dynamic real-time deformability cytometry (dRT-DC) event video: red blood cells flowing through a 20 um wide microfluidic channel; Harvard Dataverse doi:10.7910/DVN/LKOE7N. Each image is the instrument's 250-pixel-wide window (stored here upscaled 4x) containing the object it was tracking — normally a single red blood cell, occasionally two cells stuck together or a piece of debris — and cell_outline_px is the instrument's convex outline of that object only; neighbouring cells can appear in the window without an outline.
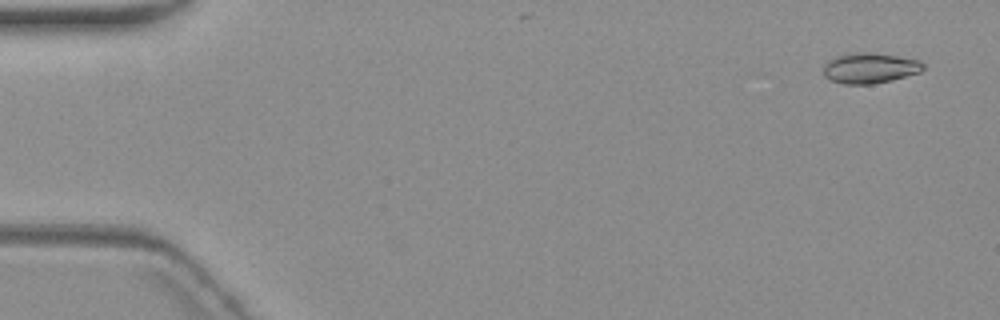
{"species": "common noctule bat (a hibernating species)", "species_latin": "Nyctalus noctula", "temperature_condition": "warm", "stored_images_in_passage": 5, "camera_frame_rate_fps": 3000, "um_per_image_px": 0.085, "animal": {"sex": "female", "body_mass_g": 19.3, "forearm_length_mm": 54.1}, "frame": {"image": 1, "passage_image": 1, "time_ms": 0.0, "image_size_px": [1000, 320], "cell_outline_px": [[924, 68], [920, 72], [892, 80], [872, 84], [844, 84], [832, 80], [824, 76], [824, 64], [828, 60], [836, 56], [848, 52], [872, 52], [920, 60], [924, 64]], "centroid_in_image_um": [73.92, 5.77], "position_along_channel_um": 11.1, "area_um2": 17.8}}
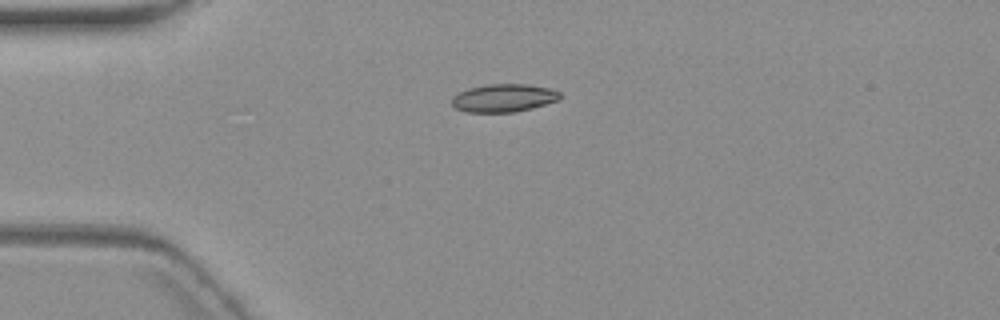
{"frame": {"image": 2, "passage_image": 4, "time_ms": 4.0, "image_size_px": [1000, 320], "cell_outline_px": [[560, 100], [532, 108], [516, 112], [468, 112], [456, 108], [452, 104], [452, 96], [468, 88], [488, 84], [524, 84], [548, 88], [560, 92]], "centroid_in_image_um": [42.81, 8.33], "position_along_channel_um": 42.2, "area_um2": 17.57}}